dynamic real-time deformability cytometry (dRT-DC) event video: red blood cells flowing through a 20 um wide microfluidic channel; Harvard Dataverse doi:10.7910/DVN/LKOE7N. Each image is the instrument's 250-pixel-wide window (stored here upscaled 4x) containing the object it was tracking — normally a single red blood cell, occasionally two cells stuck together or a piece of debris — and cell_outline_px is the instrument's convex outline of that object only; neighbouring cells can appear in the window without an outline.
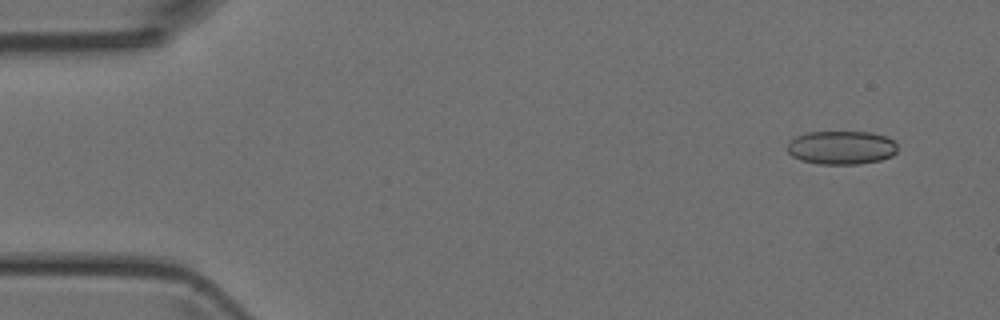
{"species": "Egyptian fruit bat (a non-hibernating species)", "species_latin": "Rousettus aegyptiacus", "temperature_condition": "room temperature", "stored_images_in_passage": 5, "camera_frame_rate_fps": 3000, "um_per_image_px": 0.085, "animal": {"sex": "female"}, "frame": {"image": 1, "passage_image": 2, "time_ms": 1.0, "image_size_px": [1000, 320], "cell_outline_px": [[896, 152], [892, 156], [880, 160], [856, 164], [820, 164], [800, 160], [792, 156], [788, 152], [788, 140], [796, 136], [808, 132], [872, 132], [884, 136], [892, 140], [896, 144]], "centroid_in_image_um": [71.49, 12.54], "position_along_channel_um": 13.5, "area_um2": 21.56}}
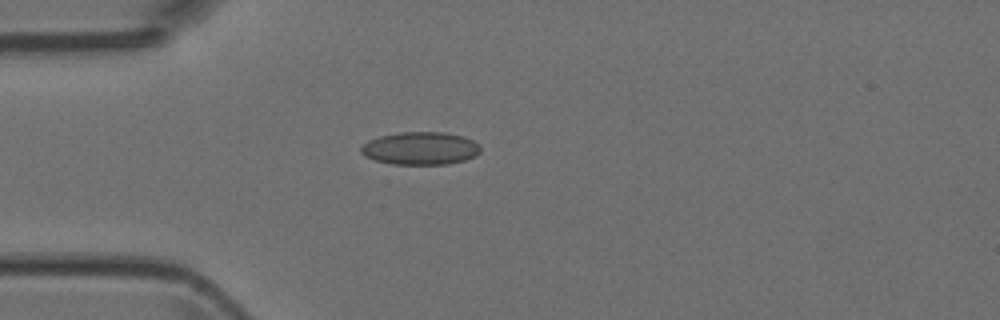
{"frame": {"image": 2, "passage_image": 5, "time_ms": 4.333, "image_size_px": [1000, 320], "cell_outline_px": [[480, 152], [476, 156], [464, 160], [448, 164], [392, 164], [376, 160], [364, 156], [360, 152], [360, 148], [368, 140], [380, 136], [400, 132], [444, 132], [464, 136], [472, 140], [480, 148]], "centroid_in_image_um": [35.72, 12.6], "position_along_channel_um": 49.3, "area_um2": 22.83}}